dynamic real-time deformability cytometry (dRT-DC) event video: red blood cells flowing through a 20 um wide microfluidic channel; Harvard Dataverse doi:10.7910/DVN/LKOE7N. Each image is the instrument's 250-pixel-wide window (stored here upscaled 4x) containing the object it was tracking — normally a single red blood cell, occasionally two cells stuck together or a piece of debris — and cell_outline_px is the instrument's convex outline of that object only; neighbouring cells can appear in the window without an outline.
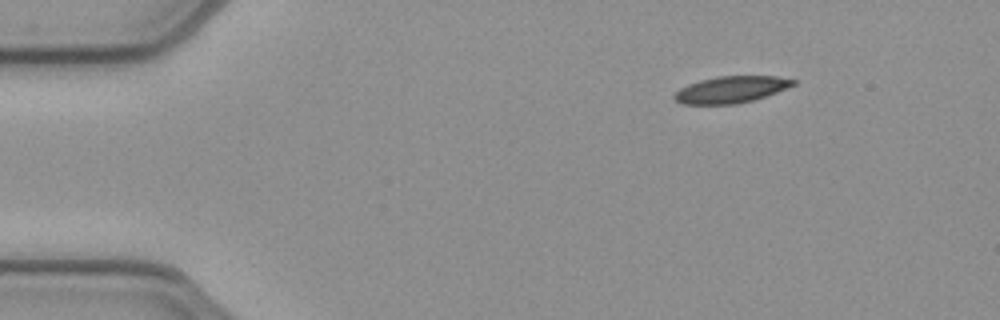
{"species": "common noctule bat (a hibernating species)", "species_latin": "Nyctalus noctula", "temperature_condition": "cold", "stored_images_in_passage": 46, "camera_frame_rate_fps": 3000, "um_per_image_px": 0.085, "animal": {"sex": "female", "body_mass_g": 21.9}, "frame": {"image": 1, "passage_image": 1, "time_ms": 0.0, "image_size_px": [1000, 320], "cell_outline_px": [[796, 84], [776, 92], [752, 100], [736, 104], [684, 104], [676, 100], [672, 96], [680, 88], [688, 84], [700, 80], [716, 76], [776, 76], [796, 80]], "centroid_in_image_um": [62.12, 7.6], "position_along_channel_um": 22.9, "area_um2": 18.32}}
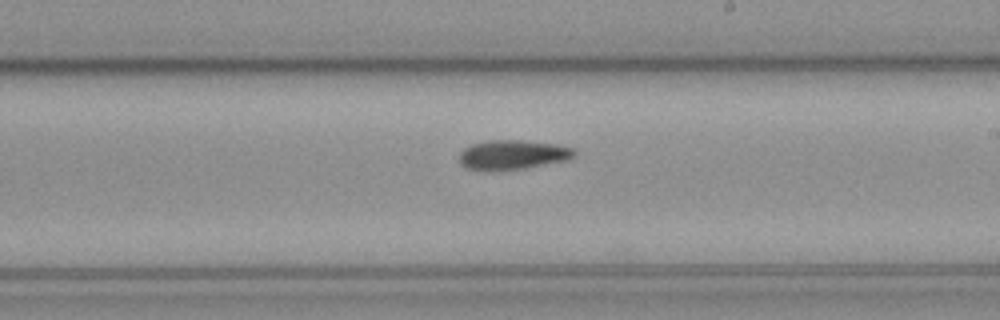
{"frame": {"image": 2, "passage_image": 24, "time_ms": 7.667, "image_size_px": [1000, 320], "cell_outline_px": [[576, 156], [568, 160], [524, 168], [492, 172], [484, 172], [464, 168], [460, 164], [460, 152], [464, 148], [472, 144], [488, 140], [520, 140], [556, 144], [572, 148], [576, 152]], "centroid_in_image_um": [43.53, 13.18], "position_along_channel_um": 245.5, "area_um2": 20.17}}
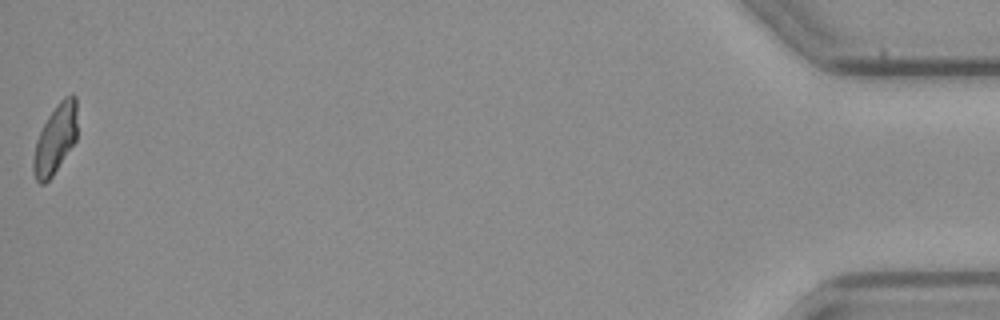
{"frame": {"image": 3, "passage_image": 46, "time_ms": 15.0, "image_size_px": [1000, 320], "cell_outline_px": [[76, 140], [52, 176], [44, 184], [40, 184], [36, 180], [32, 168], [32, 160], [36, 140], [48, 116], [56, 104], [64, 96], [72, 92], [76, 96]], "centroid_in_image_um": [4.69, 11.8], "position_along_channel_um": 430.5, "area_um2": 17.69}, "authors_computed_cell_mechanics": {"area_um2": 19.2185, "velocity_mm_per_s": 3.9239, "shape_relaxation_time_tau1_ms": null, "shape_relaxation_time_tau2_ms": 9.5908, "deformation_change_tau1": null, "deformation_change_tau2": 0.1928}}